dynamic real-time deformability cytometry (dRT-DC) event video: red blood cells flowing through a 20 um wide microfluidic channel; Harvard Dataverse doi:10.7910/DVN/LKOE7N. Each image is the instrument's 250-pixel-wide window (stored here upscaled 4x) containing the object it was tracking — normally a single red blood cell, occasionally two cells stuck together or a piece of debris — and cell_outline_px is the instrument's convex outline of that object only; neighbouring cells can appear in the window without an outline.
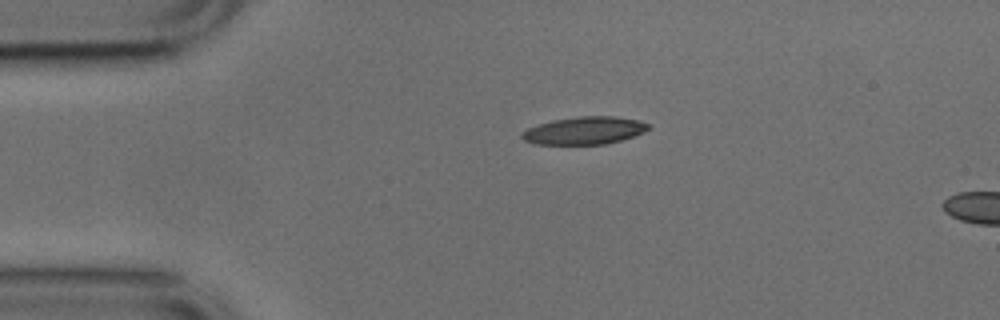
{"species": "common noctule bat (a hibernating species)", "species_latin": "Nyctalus noctula", "temperature_condition": "cold", "stored_images_in_passage": 4, "camera_frame_rate_fps": 3000, "um_per_image_px": 0.085, "animal": {"sex": "male", "body_mass_g": 17.9, "forearm_length_mm": 54.2}, "frame": {"image": 1, "passage_image": 1, "time_ms": 0.0, "image_size_px": [1000, 320], "cell_outline_px": [[648, 128], [644, 132], [620, 140], [604, 144], [536, 144], [524, 140], [520, 136], [520, 132], [528, 128], [552, 120], [576, 116], [612, 116], [636, 120], [648, 124]], "centroid_in_image_um": [49.61, 11.09], "position_along_channel_um": 35.4, "area_um2": 20.11}}